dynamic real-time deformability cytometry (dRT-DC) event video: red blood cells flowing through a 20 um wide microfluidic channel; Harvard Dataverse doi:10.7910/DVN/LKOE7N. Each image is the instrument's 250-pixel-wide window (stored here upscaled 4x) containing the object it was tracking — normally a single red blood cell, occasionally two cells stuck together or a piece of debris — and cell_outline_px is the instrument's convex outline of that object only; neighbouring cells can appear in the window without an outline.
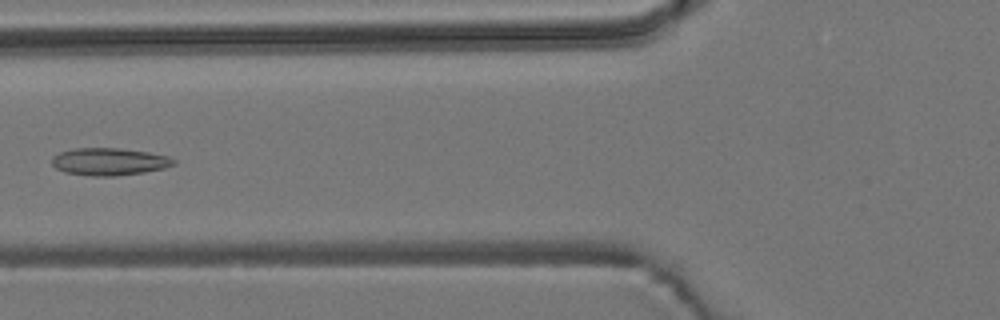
{"species": "common noctule bat (a hibernating species)", "species_latin": "Nyctalus noctula", "temperature_condition": "room temperature", "stored_images_in_passage": 3, "camera_frame_rate_fps": 3000, "um_per_image_px": 0.085, "animal": {"sex": "male", "body_mass_g": 19.2, "forearm_length_mm": 51.8}, "frame": {"image": 1, "passage_image": 3, "time_ms": 2.0, "image_size_px": [1000, 320], "cell_outline_px": [[176, 164], [164, 168], [144, 172], [116, 176], [92, 176], [64, 172], [56, 168], [52, 164], [52, 156], [60, 152], [76, 148], [120, 148], [148, 152], [168, 156], [176, 160]], "centroid_in_image_um": [9.29, 13.74], "position_along_channel_um": 116.5, "area_um2": 19.48}}